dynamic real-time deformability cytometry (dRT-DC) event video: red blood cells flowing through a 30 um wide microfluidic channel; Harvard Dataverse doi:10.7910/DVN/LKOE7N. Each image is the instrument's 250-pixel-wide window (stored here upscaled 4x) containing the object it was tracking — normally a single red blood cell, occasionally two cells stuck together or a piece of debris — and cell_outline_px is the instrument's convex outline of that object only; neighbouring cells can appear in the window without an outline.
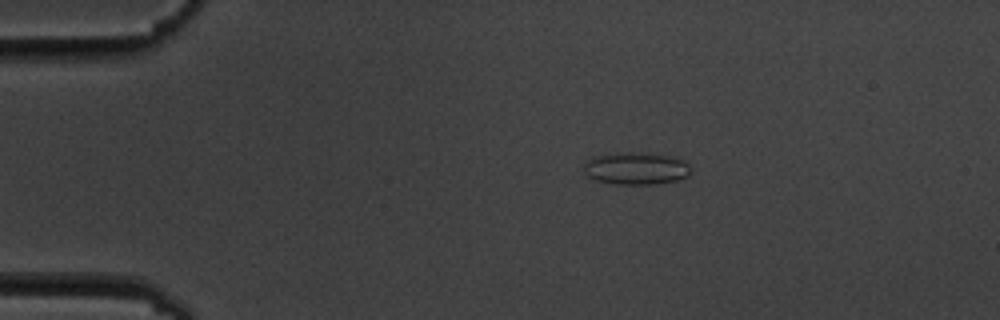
{"species": "common noctule bat (a hibernating species)", "species_latin": "Nyctalus noctula", "temperature_condition": "cold", "stored_images_in_passage": 9, "camera_frame_rate_fps": 3000, "um_per_image_px": 0.085, "animal": {"sex": "male", "body_mass_g": 19.5, "forearm_length_mm": 54.6}, "frame": {"image": 1, "passage_image": 2, "time_ms": 1.0, "image_size_px": [1000, 320], "cell_outline_px": [[692, 172], [688, 176], [676, 180], [652, 184], [616, 184], [596, 180], [588, 176], [584, 172], [584, 164], [592, 156], [624, 152], [676, 156], [688, 164], [692, 168]], "centroid_in_image_um": [54.08, 14.31], "position_along_channel_um": 30.9, "area_um2": 20.11}}
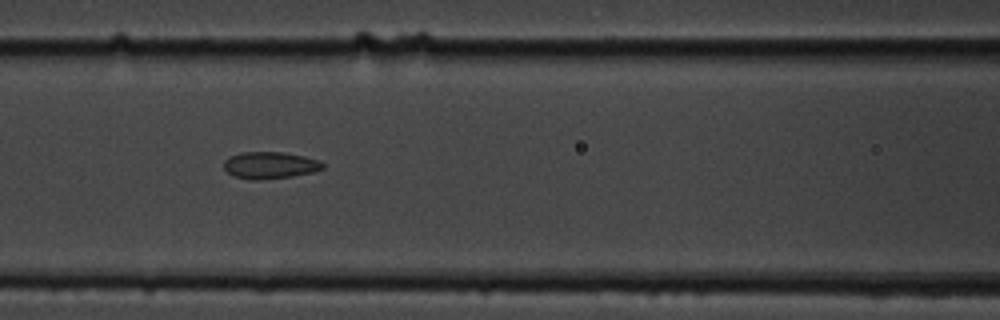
{"frame": {"image": 2, "passage_image": 6, "time_ms": 5.667, "image_size_px": [1000, 320], "cell_outline_px": [[324, 168], [312, 172], [292, 176], [256, 180], [252, 180], [236, 176], [228, 172], [224, 168], [224, 160], [228, 156], [240, 152], [284, 152], [304, 156], [320, 160], [324, 164]], "centroid_in_image_um": [22.95, 14.03], "position_along_channel_um": 143.7, "area_um2": 15.49}}
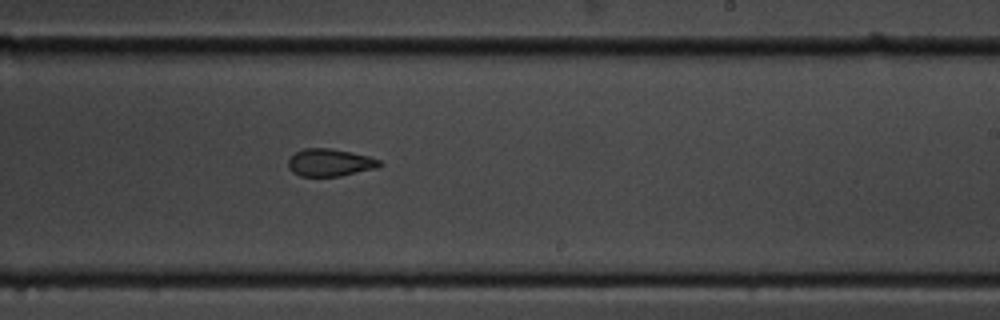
{"frame": {"image": 3, "passage_image": 9, "time_ms": 9.0, "image_size_px": [1000, 320], "cell_outline_px": [[384, 164], [376, 168], [340, 176], [300, 176], [292, 172], [288, 168], [288, 160], [296, 152], [304, 148], [328, 148], [352, 152], [368, 156], [380, 160]], "centroid_in_image_um": [28.04, 13.82], "position_along_channel_um": 261.0, "area_um2": 14.62}}